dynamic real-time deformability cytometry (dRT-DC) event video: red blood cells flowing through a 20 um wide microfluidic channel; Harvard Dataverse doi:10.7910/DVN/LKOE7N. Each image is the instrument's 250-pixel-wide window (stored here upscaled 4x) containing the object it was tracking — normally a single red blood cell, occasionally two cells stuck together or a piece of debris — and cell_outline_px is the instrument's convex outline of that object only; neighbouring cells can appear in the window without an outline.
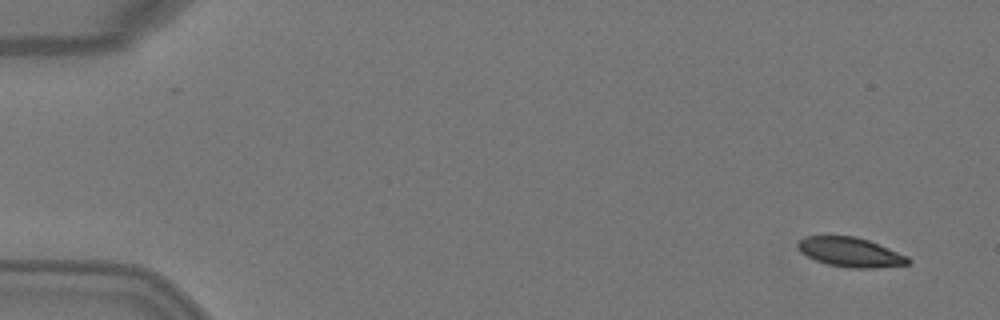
{"species": "Egyptian fruit bat (a non-hibernating species)", "species_latin": "Rousettus aegyptiacus", "temperature_condition": "warm", "stored_images_in_passage": 6, "camera_frame_rate_fps": 3000, "um_per_image_px": 0.085, "animal": {"sex": "female"}, "frame": {"image": 1, "passage_image": 1, "time_ms": 0.0, "image_size_px": [1000, 320], "cell_outline_px": [[912, 260], [908, 264], [876, 268], [848, 268], [828, 264], [816, 260], [800, 252], [796, 244], [804, 236], [856, 236], [868, 240], [908, 256]], "centroid_in_image_um": [72.29, 21.44], "position_along_channel_um": 12.7, "area_um2": 18.9}}
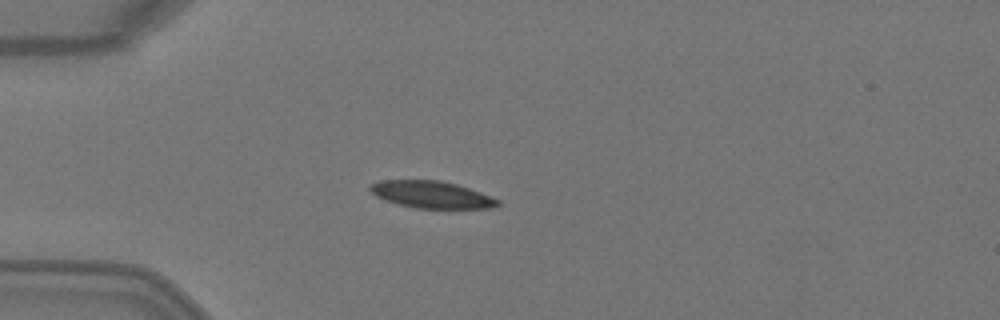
{"frame": {"image": 2, "passage_image": 4, "time_ms": 1.0, "image_size_px": [1000, 320], "cell_outline_px": [[500, 204], [496, 208], [416, 208], [396, 204], [384, 200], [376, 196], [368, 188], [372, 184], [380, 180], [440, 180], [456, 184], [480, 192], [500, 200]], "centroid_in_image_um": [36.68, 16.54], "position_along_channel_um": 48.3, "area_um2": 20.11}}